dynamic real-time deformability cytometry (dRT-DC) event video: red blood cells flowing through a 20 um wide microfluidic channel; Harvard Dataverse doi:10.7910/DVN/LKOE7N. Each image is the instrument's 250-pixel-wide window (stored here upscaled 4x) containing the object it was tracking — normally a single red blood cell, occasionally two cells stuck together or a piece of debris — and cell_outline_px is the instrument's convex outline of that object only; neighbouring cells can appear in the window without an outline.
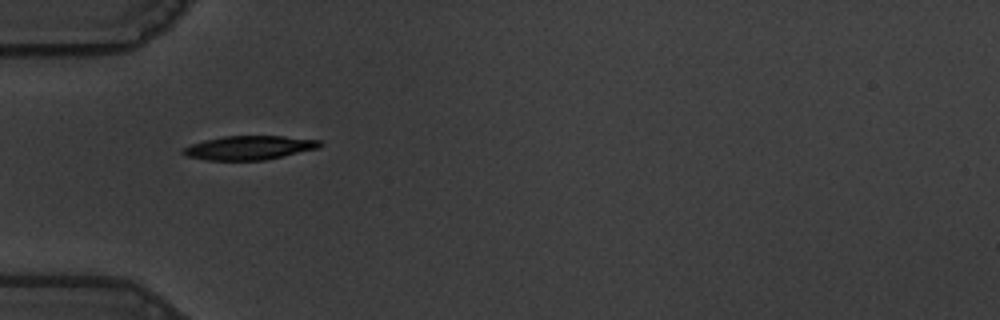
{"species": "common noctule bat (a hibernating species)", "species_latin": "Nyctalus noctula", "temperature_condition": "warm", "stored_images_in_passage": 34, "camera_frame_rate_fps": 3000, "um_per_image_px": 0.085, "animal": {"sex": "male", "body_mass_g": 19.5, "forearm_length_mm": 54.6}, "frame": {"image": 1, "passage_image": 1, "time_ms": 0.0, "image_size_px": [1000, 320], "cell_outline_px": [[324, 144], [320, 148], [264, 160], [208, 160], [188, 156], [180, 152], [184, 148], [192, 144], [204, 140], [224, 136], [284, 136], [320, 140]], "centroid_in_image_um": [21.23, 12.55], "position_along_channel_um": 63.8, "area_um2": 19.02}}
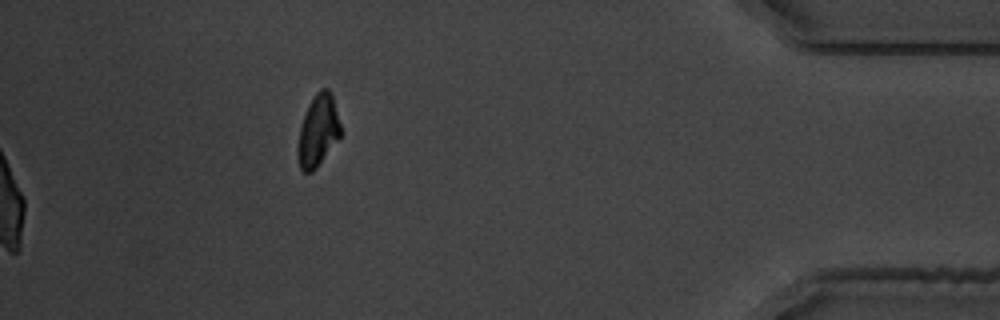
{"frame": {"image": 2, "passage_image": 34, "time_ms": 11.0, "image_size_px": [1000, 320], "cell_outline_px": [[344, 132], [316, 168], [312, 172], [304, 172], [300, 168], [296, 156], [296, 152], [300, 128], [304, 116], [316, 92], [320, 88], [328, 88], [332, 92]], "centroid_in_image_um": [27.07, 11.11], "position_along_channel_um": 408.1, "area_um2": 18.21}, "authors_computed_cell_mechanics": {"area_um2": 20.2589, "velocity_mm_per_s": 3.5724, "shape_relaxation_time_tau1_ms": 3.0033, "shape_relaxation_time_tau2_ms": 3.2061, "deformation_change_tau1": 0.1451, "deformation_change_tau2": 0.0931}}